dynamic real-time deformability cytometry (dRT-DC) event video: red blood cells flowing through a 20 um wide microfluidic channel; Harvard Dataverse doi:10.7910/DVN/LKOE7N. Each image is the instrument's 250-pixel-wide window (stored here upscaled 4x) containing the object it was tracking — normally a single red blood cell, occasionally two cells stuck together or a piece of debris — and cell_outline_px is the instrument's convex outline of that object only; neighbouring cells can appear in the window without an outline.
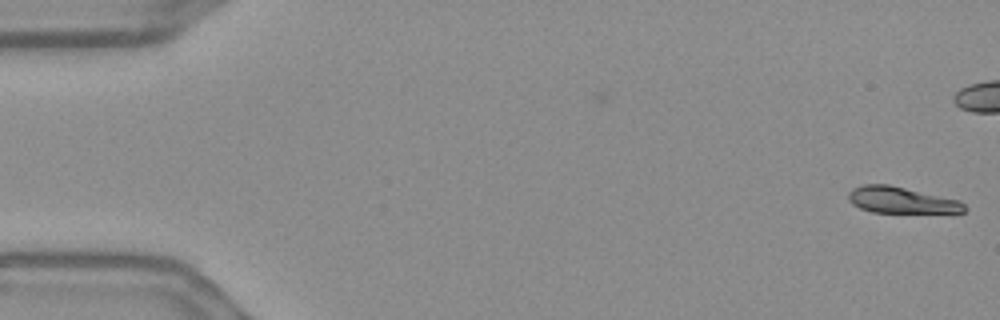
{"species": "Egyptian fruit bat (a non-hibernating species)", "species_latin": "Rousettus aegyptiacus", "temperature_condition": "warm", "stored_images_in_passage": 4, "camera_frame_rate_fps": 3000, "um_per_image_px": 0.085, "frame": {"image": 1, "passage_image": 4, "time_ms": 1.0, "image_size_px": [1000, 320], "cell_outline_px": [[968, 208], [964, 212], [872, 212], [860, 208], [852, 204], [848, 200], [848, 192], [852, 188], [864, 184], [888, 184], [960, 200]], "centroid_in_image_um": [76.59, 17.0], "position_along_channel_um": 8.4, "area_um2": 17.74}}